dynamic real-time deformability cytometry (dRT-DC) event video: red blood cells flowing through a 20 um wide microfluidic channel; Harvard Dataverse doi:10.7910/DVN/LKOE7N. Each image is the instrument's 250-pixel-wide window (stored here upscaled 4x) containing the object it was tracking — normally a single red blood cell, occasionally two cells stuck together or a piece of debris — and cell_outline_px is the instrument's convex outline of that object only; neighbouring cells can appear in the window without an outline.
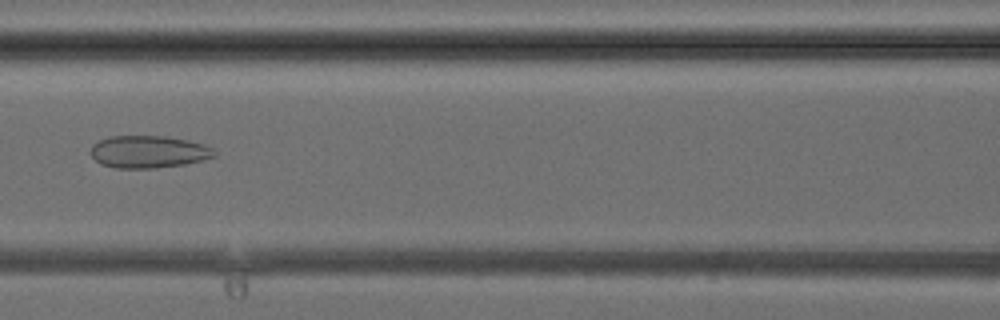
{"species": "common noctule bat (a hibernating species)", "species_latin": "Nyctalus noctula", "temperature_condition": "cold", "stored_images_in_passage": 4, "camera_frame_rate_fps": 3000, "um_per_image_px": 0.085, "animal": {"sex": "female", "body_mass_g": 24.6, "forearm_length_mm": 56.2}, "frame": {"image": 1, "passage_image": 4, "time_ms": 5.0, "image_size_px": [1000, 320], "cell_outline_px": [[216, 156], [184, 164], [156, 168], [116, 168], [100, 164], [88, 152], [92, 144], [100, 140], [112, 136], [168, 136], [188, 140], [204, 144], [212, 148], [216, 152]], "centroid_in_image_um": [12.6, 12.9], "position_along_channel_um": 154.0, "area_um2": 23.41}}